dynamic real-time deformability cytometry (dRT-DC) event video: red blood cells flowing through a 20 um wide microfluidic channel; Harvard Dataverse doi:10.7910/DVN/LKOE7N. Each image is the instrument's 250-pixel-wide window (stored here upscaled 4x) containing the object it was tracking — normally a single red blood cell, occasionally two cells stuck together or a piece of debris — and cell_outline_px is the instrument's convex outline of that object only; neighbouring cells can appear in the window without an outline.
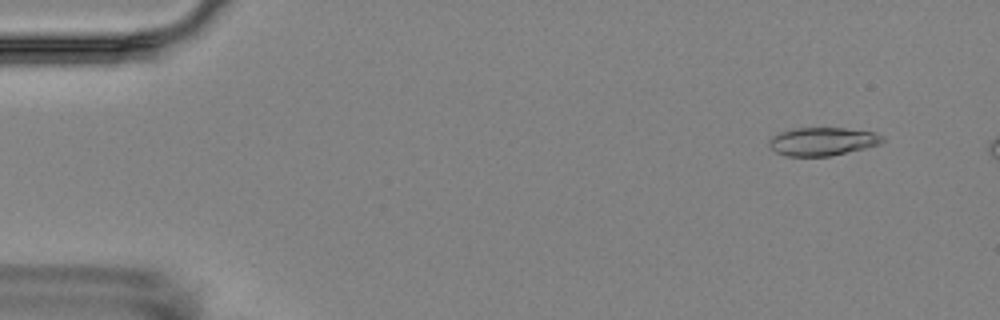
{"species": "Egyptian fruit bat (a non-hibernating species)", "species_latin": "Rousettus aegyptiacus", "temperature_condition": "room temperature", "stored_images_in_passage": 6, "camera_frame_rate_fps": 3000, "um_per_image_px": 0.085, "animal": {"sex": "female"}, "frame": {"image": 1, "passage_image": 2, "time_ms": 1.333, "image_size_px": [1000, 320], "cell_outline_px": [[884, 140], [880, 144], [832, 156], [788, 156], [776, 152], [768, 144], [768, 140], [772, 136], [780, 132], [796, 128], [844, 128], [872, 132], [884, 136]], "centroid_in_image_um": [69.9, 12.02], "position_along_channel_um": 15.1, "area_um2": 18.55}}